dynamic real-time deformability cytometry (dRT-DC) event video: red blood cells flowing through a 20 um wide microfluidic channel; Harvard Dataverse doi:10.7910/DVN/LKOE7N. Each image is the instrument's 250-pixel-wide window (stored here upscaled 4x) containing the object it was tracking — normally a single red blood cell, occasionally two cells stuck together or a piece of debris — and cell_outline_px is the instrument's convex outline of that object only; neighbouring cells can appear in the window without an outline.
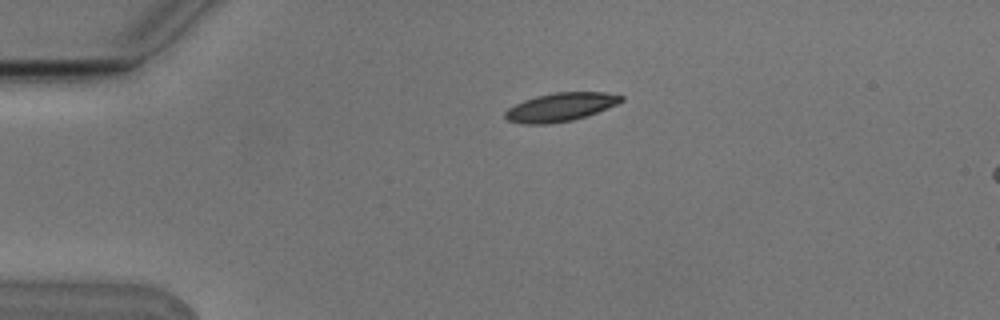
{"species": "Egyptian fruit bat (a non-hibernating species)", "species_latin": "Rousettus aegyptiacus", "temperature_condition": "cold", "stored_images_in_passage": 4, "segment_of_instrument_passage": [1, 2], "camera_frame_rate_fps": 3000, "um_per_image_px": 0.085, "animal": {"sex": "male"}, "frame": {"image": 1, "passage_image": 2, "time_ms": 0.333, "image_size_px": [1000, 320], "cell_outline_px": [[624, 100], [616, 104], [596, 112], [572, 120], [548, 124], [524, 124], [508, 120], [504, 116], [504, 112], [508, 108], [524, 100], [536, 96], [552, 92], [604, 92], [624, 96]], "centroid_in_image_um": [47.61, 9.09], "position_along_channel_um": 37.4, "area_um2": 19.07}}